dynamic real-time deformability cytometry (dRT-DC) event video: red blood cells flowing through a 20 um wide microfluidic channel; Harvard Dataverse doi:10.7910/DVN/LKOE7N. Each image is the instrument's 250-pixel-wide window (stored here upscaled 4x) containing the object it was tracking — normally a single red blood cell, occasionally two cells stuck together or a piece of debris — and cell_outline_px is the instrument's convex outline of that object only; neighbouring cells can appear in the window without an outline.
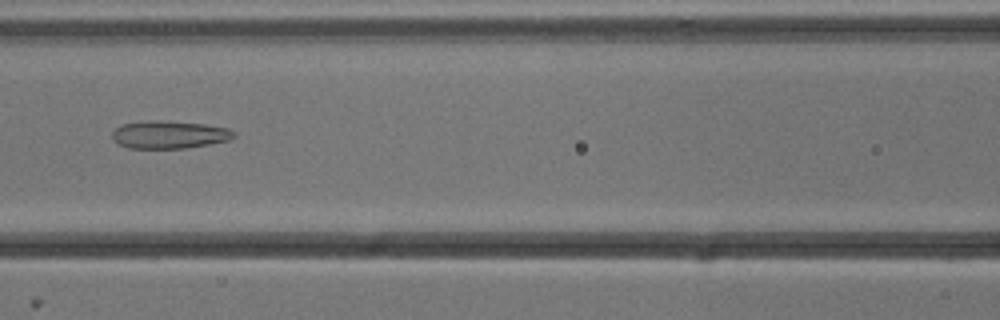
{"species": "common noctule bat (a hibernating species)", "species_latin": "Nyctalus noctula", "temperature_condition": "cold", "stored_images_in_passage": 51, "camera_frame_rate_fps": 3000, "um_per_image_px": 0.085, "animal": {"sex": "male", "body_mass_g": 13.3}, "frame": {"image": 1, "passage_image": 21, "time_ms": 6.667, "image_size_px": [1000, 320], "cell_outline_px": [[236, 136], [228, 140], [208, 144], [184, 148], [128, 148], [112, 140], [112, 132], [116, 128], [124, 124], [152, 120], [156, 120], [204, 124], [228, 128], [236, 132]], "centroid_in_image_um": [14.39, 11.44], "position_along_channel_um": 152.2, "area_um2": 19.48}}
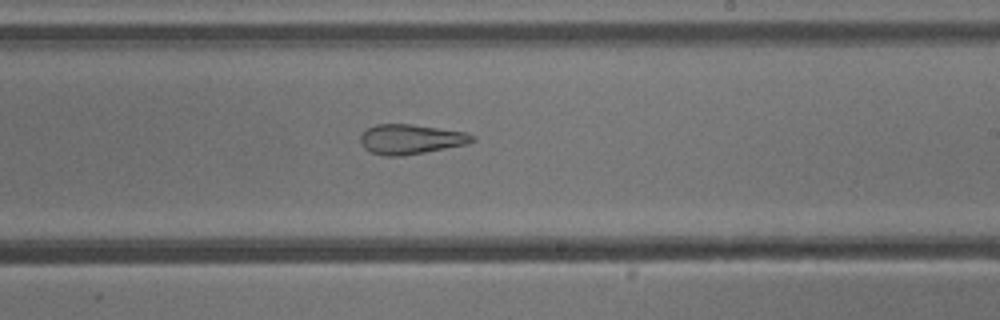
{"frame": {"image": 2, "passage_image": 29, "time_ms": 9.333, "image_size_px": [1000, 320], "cell_outline_px": [[476, 140], [468, 144], [424, 152], [400, 156], [384, 156], [372, 152], [364, 148], [360, 140], [360, 136], [368, 128], [376, 124], [412, 124], [468, 132], [476, 136]], "centroid_in_image_um": [34.96, 11.82], "position_along_channel_um": 254.0, "area_um2": 19.48}}
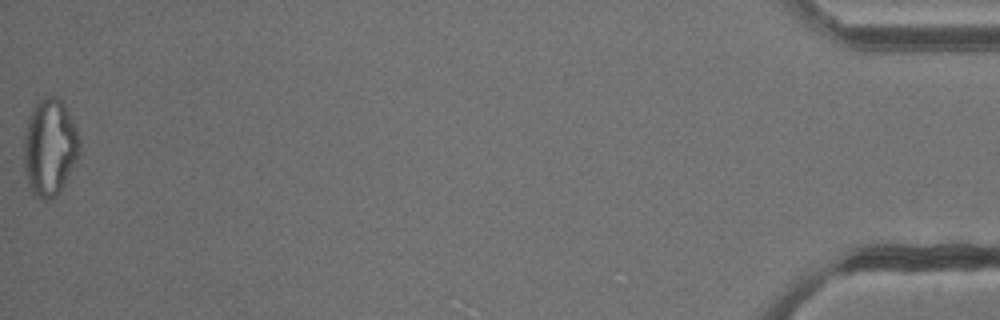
{"frame": {"image": 3, "passage_image": 51, "time_ms": 16.667, "image_size_px": [1000, 320], "cell_outline_px": [[80, 152], [56, 196], [48, 200], [40, 200], [32, 196], [28, 184], [24, 168], [24, 136], [28, 116], [36, 100], [44, 96], [60, 96], [76, 128], [80, 140]], "centroid_in_image_um": [4.19, 12.49], "position_along_channel_um": 431.0, "area_um2": 31.73}, "authors_computed_cell_mechanics": {"area_um2": 25.6054, "velocity_mm_per_s": 3.8282, "shape_relaxation_time_tau1_ms": null, "shape_relaxation_time_tau2_ms": 5.4289, "deformation_change_tau1": null, "deformation_change_tau2": 0.1666}}